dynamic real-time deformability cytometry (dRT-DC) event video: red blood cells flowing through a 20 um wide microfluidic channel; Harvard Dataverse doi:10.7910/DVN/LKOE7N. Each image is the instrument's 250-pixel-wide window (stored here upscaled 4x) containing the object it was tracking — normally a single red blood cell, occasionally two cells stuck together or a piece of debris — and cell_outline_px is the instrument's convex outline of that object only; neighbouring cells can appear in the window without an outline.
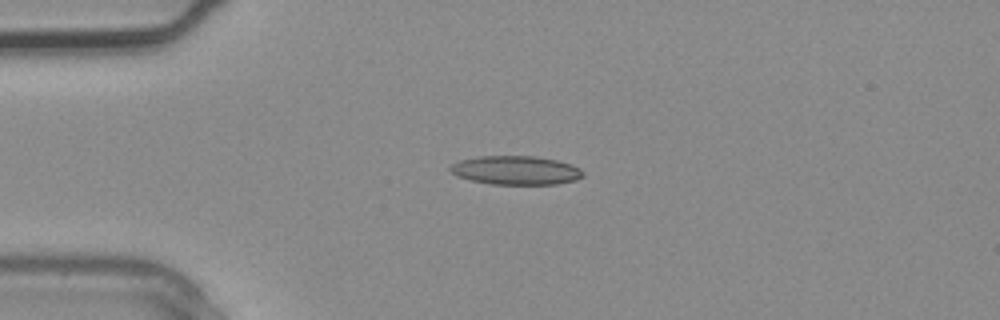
{"species": "common noctule bat (a hibernating species)", "species_latin": "Nyctalus noctula", "temperature_condition": "warm", "stored_images_in_passage": 2, "camera_frame_rate_fps": 3000, "um_per_image_px": 0.085, "animal": {"sex": "male", "body_mass_g": 20.4}, "frame": {"image": 1, "passage_image": 2, "time_ms": 0.333, "image_size_px": [1000, 320], "cell_outline_px": [[584, 176], [576, 180], [556, 184], [492, 184], [472, 180], [456, 176], [448, 168], [452, 164], [460, 160], [480, 156], [532, 156], [556, 160], [572, 164], [580, 168], [584, 172]], "centroid_in_image_um": [43.87, 14.47], "position_along_channel_um": 41.1, "area_um2": 22.25}}